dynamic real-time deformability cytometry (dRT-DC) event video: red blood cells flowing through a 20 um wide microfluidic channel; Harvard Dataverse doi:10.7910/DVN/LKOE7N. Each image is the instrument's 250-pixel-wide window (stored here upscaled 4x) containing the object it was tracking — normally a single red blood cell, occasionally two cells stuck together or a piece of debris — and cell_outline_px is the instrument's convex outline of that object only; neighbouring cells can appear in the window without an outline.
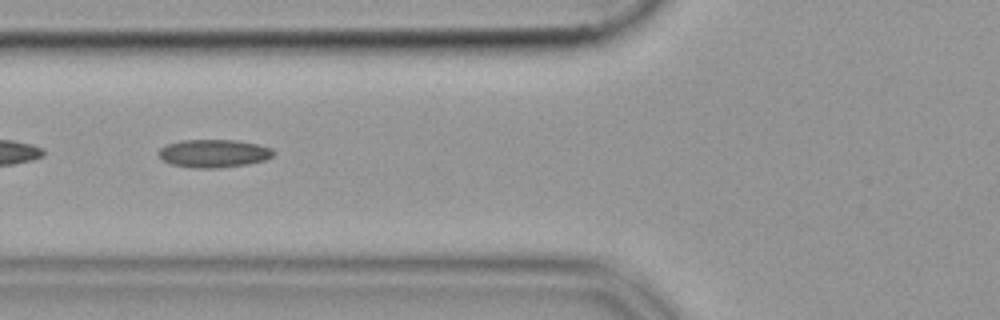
{"species": "common noctule bat (a hibernating species)", "species_latin": "Nyctalus noctula", "temperature_condition": "cold", "stored_images_in_passage": 53, "segment_of_instrument_passage": [2, 2], "camera_frame_rate_fps": 3000, "um_per_image_px": 0.085, "animal": {"sex": "female", "body_mass_g": 19.9}, "frame": {"image": 1, "passage_image": 21, "time_ms": 6.667, "image_size_px": [1000, 320], "cell_outline_px": [[276, 152], [272, 156], [264, 160], [248, 164], [220, 168], [192, 168], [172, 164], [164, 160], [156, 152], [164, 144], [180, 140], [236, 140], [256, 144], [272, 148]], "centroid_in_image_um": [18.14, 13.03], "position_along_channel_um": 107.7, "area_um2": 18.9}}